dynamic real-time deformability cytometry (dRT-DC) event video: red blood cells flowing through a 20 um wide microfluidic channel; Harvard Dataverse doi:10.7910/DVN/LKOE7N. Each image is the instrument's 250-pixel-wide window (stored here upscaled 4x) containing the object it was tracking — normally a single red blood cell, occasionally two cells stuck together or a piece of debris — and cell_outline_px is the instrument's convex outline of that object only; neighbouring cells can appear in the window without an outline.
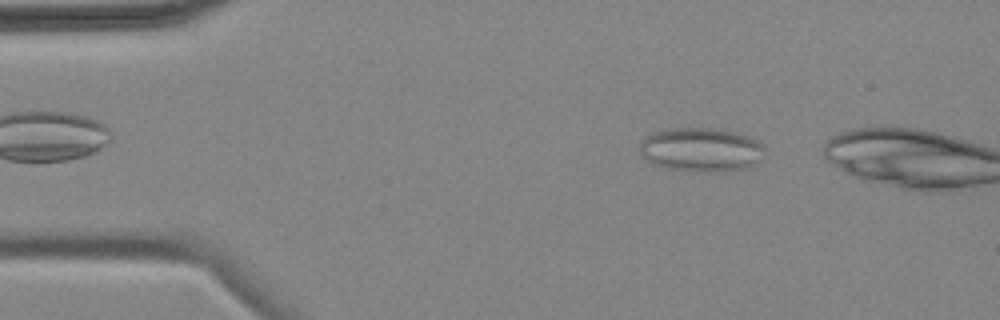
{"species": "common noctule bat (a hibernating species)", "species_latin": "Nyctalus noctula", "temperature_condition": "cold", "stored_images_in_passage": 2, "camera_frame_rate_fps": 3000, "um_per_image_px": 0.085, "animal": {"sex": "female", "body_mass_g": 18.4}, "frame": {"image": 1, "passage_image": 1, "time_ms": 0.0, "image_size_px": [1000, 320], "cell_outline_px": [[764, 148], [760, 160], [756, 164], [748, 168], [708, 172], [668, 168], [656, 164], [648, 160], [640, 152], [640, 140], [644, 136], [668, 128], [712, 128], [736, 132], [748, 136], [756, 140]], "centroid_in_image_um": [59.59, 12.71], "position_along_channel_um": 25.4, "area_um2": 31.73}}